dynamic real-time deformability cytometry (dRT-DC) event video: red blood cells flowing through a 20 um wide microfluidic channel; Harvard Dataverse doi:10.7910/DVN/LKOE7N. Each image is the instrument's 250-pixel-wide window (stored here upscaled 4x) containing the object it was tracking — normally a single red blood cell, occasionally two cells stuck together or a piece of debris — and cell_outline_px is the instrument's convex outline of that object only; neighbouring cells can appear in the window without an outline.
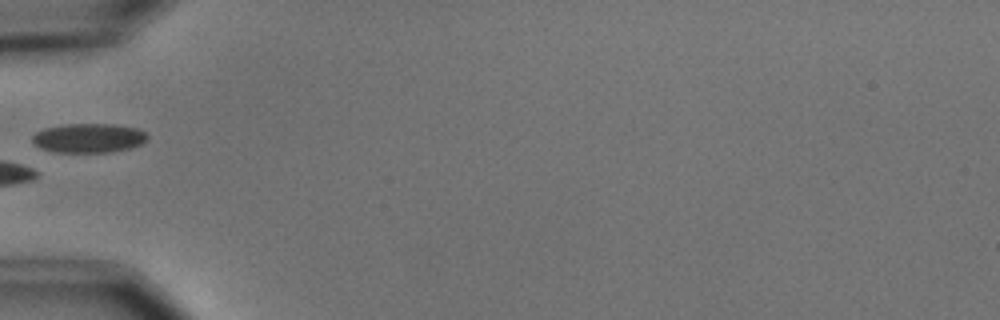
{"species": "common noctule bat (a hibernating species)", "species_latin": "Nyctalus noctula", "temperature_condition": "cold", "stored_images_in_passage": 6, "camera_frame_rate_fps": 3000, "um_per_image_px": 0.085, "animal": {"sex": "male", "body_mass_g": 15.6}, "frame": {"image": 1, "passage_image": 5, "time_ms": 5.667, "image_size_px": [1000, 320], "cell_outline_px": [[148, 140], [132, 148], [112, 152], [52, 152], [40, 148], [32, 140], [32, 136], [36, 132], [44, 128], [64, 124], [108, 124], [136, 128], [144, 132], [148, 136]], "centroid_in_image_um": [7.53, 11.74], "position_along_channel_um": 77.5, "area_um2": 19.65}}
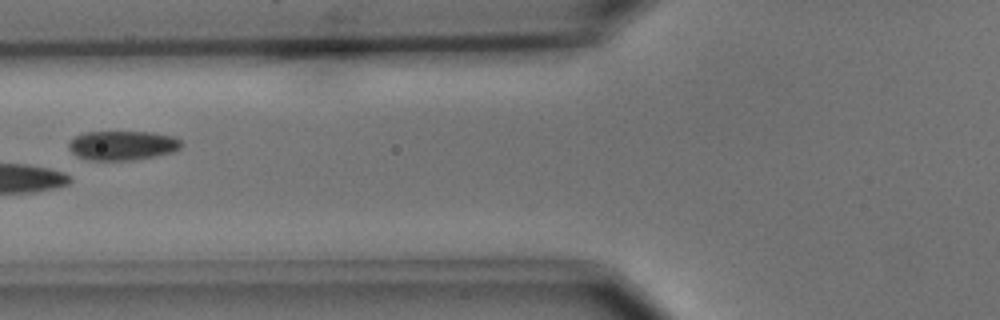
{"frame": {"image": 2, "passage_image": 6, "time_ms": 6.667, "image_size_px": [1000, 320], "cell_outline_px": [[184, 144], [180, 148], [172, 152], [132, 160], [88, 160], [76, 156], [68, 148], [68, 144], [76, 136], [84, 132], [152, 132], [176, 136]], "centroid_in_image_um": [10.42, 12.35], "position_along_channel_um": 115.4, "area_um2": 19.31}}